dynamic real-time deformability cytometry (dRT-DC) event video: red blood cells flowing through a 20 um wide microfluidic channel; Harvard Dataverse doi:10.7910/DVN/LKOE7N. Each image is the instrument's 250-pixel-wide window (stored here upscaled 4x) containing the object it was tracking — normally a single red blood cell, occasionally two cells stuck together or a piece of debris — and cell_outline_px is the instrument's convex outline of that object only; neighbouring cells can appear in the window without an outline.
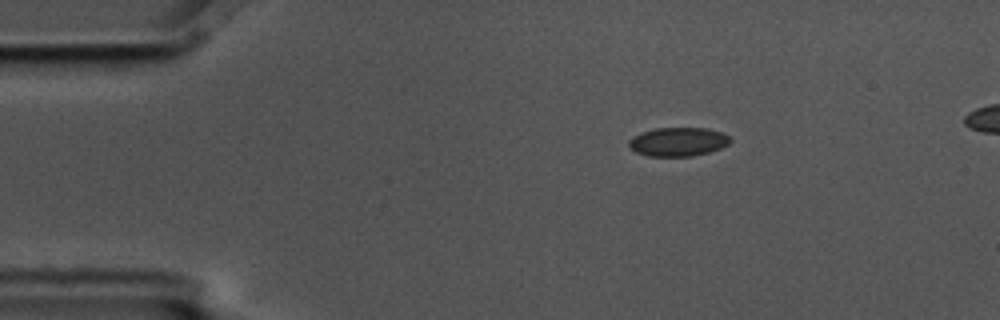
{"species": "common noctule bat (a hibernating species)", "species_latin": "Nyctalus noctula", "temperature_condition": "cold", "stored_images_in_passage": 4, "camera_frame_rate_fps": 3000, "um_per_image_px": 0.085, "animal": {"sex": "male", "body_mass_g": 17.5, "forearm_length_mm": 52.3}, "frame": {"image": 1, "passage_image": 1, "time_ms": 0.0, "image_size_px": [1000, 320], "cell_outline_px": [[732, 140], [728, 144], [720, 148], [708, 152], [692, 156], [648, 156], [636, 152], [628, 148], [628, 140], [632, 136], [640, 132], [656, 128], [708, 128], [724, 132]], "centroid_in_image_um": [57.61, 12.04], "position_along_channel_um": 27.4, "area_um2": 17.22}}